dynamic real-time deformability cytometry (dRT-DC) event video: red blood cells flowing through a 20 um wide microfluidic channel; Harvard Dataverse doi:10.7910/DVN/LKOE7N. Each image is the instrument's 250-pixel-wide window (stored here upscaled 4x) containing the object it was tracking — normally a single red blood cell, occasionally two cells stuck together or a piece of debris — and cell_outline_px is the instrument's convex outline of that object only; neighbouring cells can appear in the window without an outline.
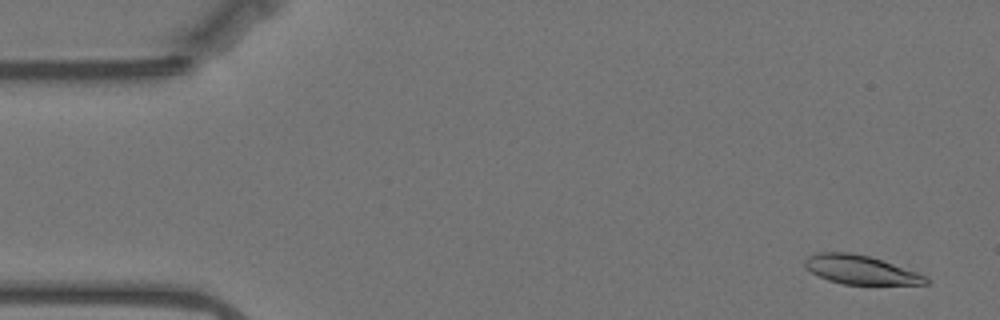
{"species": "Egyptian fruit bat (a non-hibernating species)", "species_latin": "Rousettus aegyptiacus", "temperature_condition": "warm", "stored_images_in_passage": 57, "camera_frame_rate_fps": 3000, "um_per_image_px": 0.085, "animal": {"sex": "female"}, "frame": {"image": 1, "passage_image": 3, "time_ms": 0.667, "image_size_px": [1000, 320], "cell_outline_px": [[928, 284], [844, 284], [828, 280], [804, 268], [804, 260], [808, 256], [816, 252], [852, 252], [868, 256], [916, 272], [924, 276], [928, 280]], "centroid_in_image_um": [73.06, 22.92], "position_along_channel_um": 11.9, "area_um2": 20.0}}
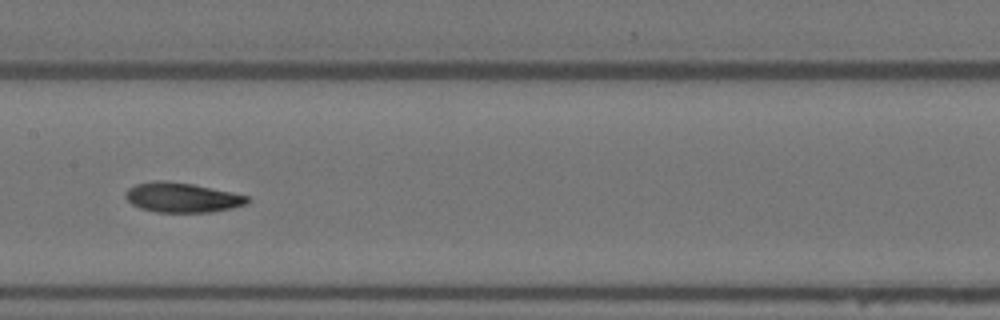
{"frame": {"image": 2, "passage_image": 28, "time_ms": 9.0, "image_size_px": [1000, 320], "cell_outline_px": [[252, 200], [248, 204], [232, 208], [212, 212], [156, 212], [140, 208], [132, 204], [124, 196], [124, 192], [128, 188], [136, 184], [156, 180], [164, 180], [192, 184], [248, 196]], "centroid_in_image_um": [15.47, 16.79], "position_along_channel_um": 191.9, "area_um2": 21.15}}
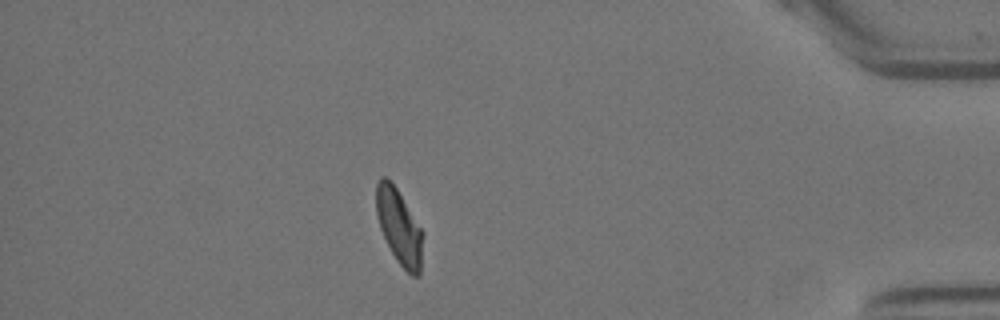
{"frame": {"image": 3, "passage_image": 50, "time_ms": 16.333, "image_size_px": [1000, 320], "cell_outline_px": [[424, 232], [420, 276], [412, 276], [396, 260], [380, 228], [376, 216], [376, 184], [380, 176], [384, 176], [396, 188]], "centroid_in_image_um": [33.94, 19.29], "position_along_channel_um": 401.3, "area_um2": 20.35}, "authors_computed_cell_mechanics": {"area_um2": 20.9814, "velocity_mm_per_s": 3.4925, "shape_relaxation_time_tau1_ms": 9.7235, "shape_relaxation_time_tau2_ms": 3.2672, "deformation_change_tau1": 0.2141, "deformation_change_tau2": 0.0879}}